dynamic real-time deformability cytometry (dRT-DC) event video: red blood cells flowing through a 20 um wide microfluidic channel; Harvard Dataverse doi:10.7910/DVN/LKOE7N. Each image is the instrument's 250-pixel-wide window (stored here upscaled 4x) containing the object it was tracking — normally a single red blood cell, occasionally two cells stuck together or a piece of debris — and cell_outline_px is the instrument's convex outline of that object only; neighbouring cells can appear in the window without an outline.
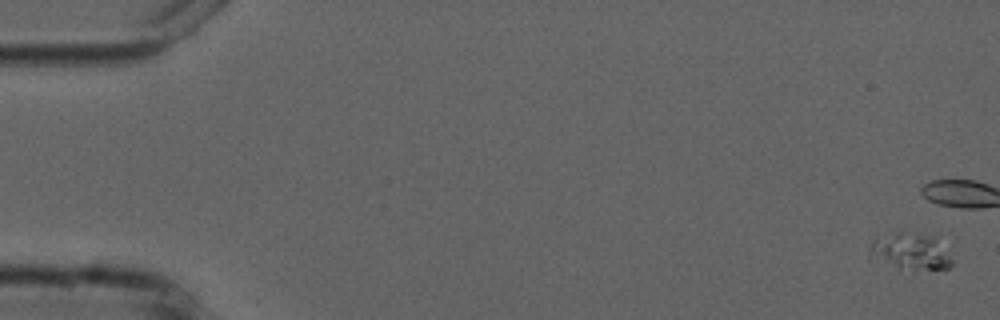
{"species": "common noctule bat (a hibernating species)", "species_latin": "Nyctalus noctula", "temperature_condition": "cold", "stored_images_in_passage": 5, "camera_frame_rate_fps": 3000, "um_per_image_px": 0.085, "animal": {"sex": "male", "forearm_length_mm": 52.5}, "frame": {"image": 1, "passage_image": 1, "time_ms": 0.0, "image_size_px": [1000, 320], "cell_outline_px": [[952, 268], [900, 268], [868, 260], [868, 252], [872, 244], [876, 240], [896, 232], [900, 232], [932, 236], [936, 240], [952, 260]], "centroid_in_image_um": [77.3, 21.4], "position_along_channel_um": 7.7, "area_um2": 16.88}}